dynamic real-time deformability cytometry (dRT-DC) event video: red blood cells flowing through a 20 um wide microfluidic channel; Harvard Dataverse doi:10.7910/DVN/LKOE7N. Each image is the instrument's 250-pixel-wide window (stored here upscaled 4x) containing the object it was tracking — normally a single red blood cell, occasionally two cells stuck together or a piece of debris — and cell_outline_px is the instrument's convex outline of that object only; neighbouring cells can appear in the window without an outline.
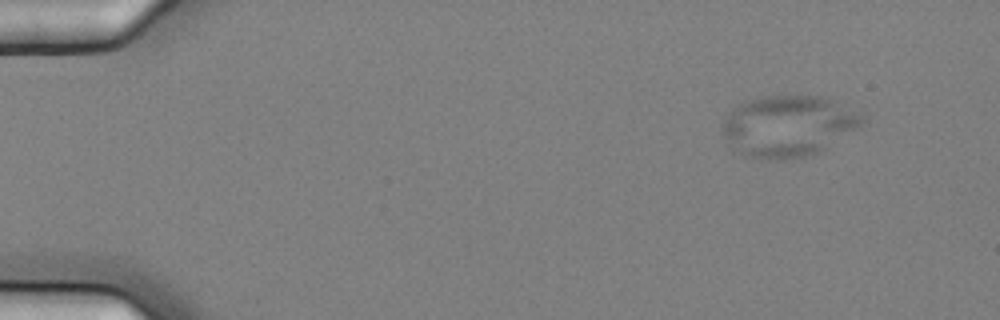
{"species": "common noctule bat (a hibernating species)", "species_latin": "Nyctalus noctula", "temperature_condition": "cold", "stored_images_in_passage": 5, "camera_frame_rate_fps": 3000, "um_per_image_px": 0.085, "animal": {"sex": "female", "body_mass_g": 25.1}, "frame": {"image": 1, "passage_image": 1, "time_ms": 0.0, "image_size_px": [1000, 320], "cell_outline_px": [[864, 120], [856, 128], [824, 148], [816, 152], [800, 156], [748, 156], [740, 152], [724, 136], [720, 128], [724, 120], [744, 100], [764, 96], [820, 96], [832, 100], [864, 116]], "centroid_in_image_um": [66.98, 10.64], "position_along_channel_um": 18.0, "area_um2": 47.57}}